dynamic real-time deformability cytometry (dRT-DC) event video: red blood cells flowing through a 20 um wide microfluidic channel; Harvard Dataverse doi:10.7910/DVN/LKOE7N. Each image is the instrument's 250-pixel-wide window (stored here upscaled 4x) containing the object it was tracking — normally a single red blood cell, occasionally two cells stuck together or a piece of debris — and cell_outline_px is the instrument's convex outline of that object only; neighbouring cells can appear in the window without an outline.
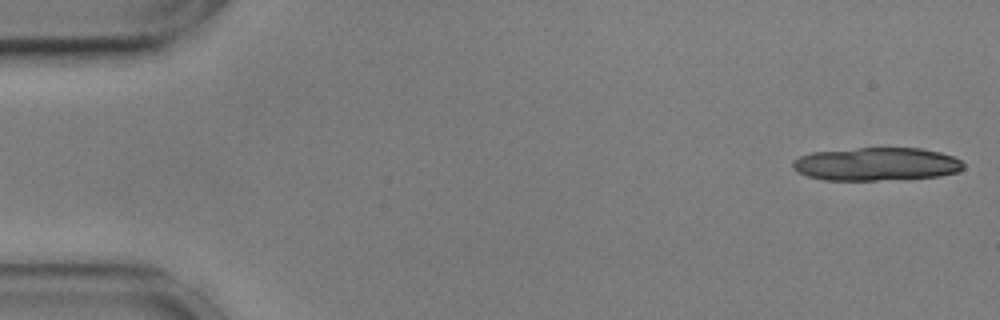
{"species": "common noctule bat (a hibernating species)", "species_latin": "Nyctalus noctula", "temperature_condition": "cold", "stored_images_in_passage": 40, "camera_frame_rate_fps": 3000, "um_per_image_px": 0.085, "animal": {"sex": "male", "body_mass_g": 17.9, "forearm_length_mm": 54.2}, "frame": {"image": 1, "passage_image": 1, "time_ms": 0.0, "image_size_px": [1000, 320], "cell_outline_px": [[964, 168], [956, 172], [940, 176], [876, 180], [824, 180], [808, 176], [792, 168], [792, 160], [800, 156], [812, 152], [856, 148], [920, 148], [940, 152], [952, 156], [960, 160], [964, 164]], "centroid_in_image_um": [74.48, 13.94], "position_along_channel_um": 10.5, "area_um2": 32.89}}